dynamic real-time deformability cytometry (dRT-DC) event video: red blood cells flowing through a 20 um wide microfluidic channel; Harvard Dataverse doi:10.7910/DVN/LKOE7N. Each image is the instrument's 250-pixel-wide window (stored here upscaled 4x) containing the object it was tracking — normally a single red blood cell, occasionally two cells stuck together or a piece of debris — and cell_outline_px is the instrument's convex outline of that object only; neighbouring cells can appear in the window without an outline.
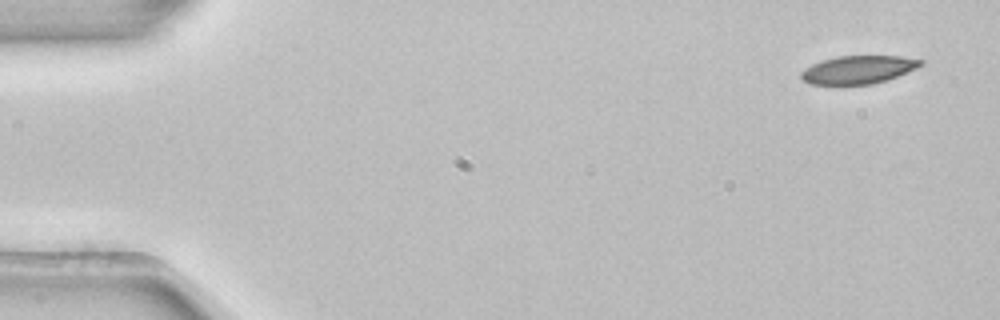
{"species": "common noctule bat (a hibernating species)", "species_latin": "Nyctalus noctula", "temperature_condition": "room temperature", "stored_images_in_passage": 4, "camera_frame_rate_fps": 3000, "um_per_image_px": 0.085, "animal": {"sex": "female", "body_mass_g": 22.7, "forearm_length_mm": 54.2}, "frame": {"image": 1, "passage_image": 1, "time_ms": 0.0, "image_size_px": [1000, 320], "cell_outline_px": [[924, 64], [916, 68], [896, 76], [872, 84], [812, 84], [804, 80], [800, 76], [800, 72], [812, 64], [836, 56], [900, 56], [924, 60]], "centroid_in_image_um": [72.96, 5.91], "position_along_channel_um": 12.0, "area_um2": 19.25}}
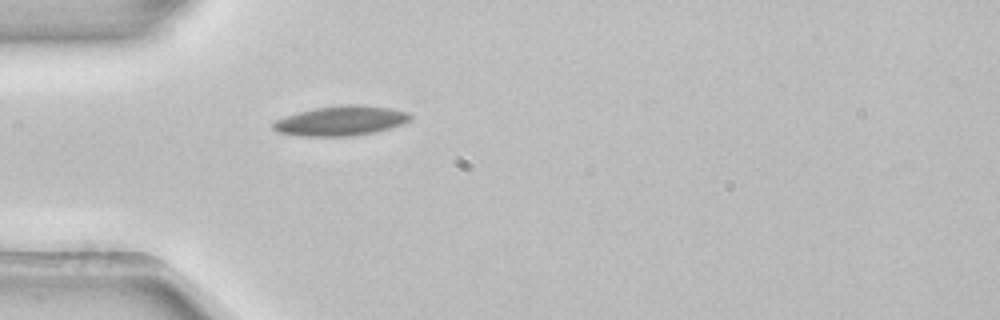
{"frame": {"image": 2, "passage_image": 4, "time_ms": 1.0, "image_size_px": [1000, 320], "cell_outline_px": [[412, 116], [404, 124], [372, 132], [352, 136], [300, 136], [276, 132], [272, 128], [272, 124], [276, 120], [284, 116], [316, 108], [348, 104], [360, 104], [388, 108], [408, 112]], "centroid_in_image_um": [28.94, 10.27], "position_along_channel_um": 56.1, "area_um2": 23.58}}